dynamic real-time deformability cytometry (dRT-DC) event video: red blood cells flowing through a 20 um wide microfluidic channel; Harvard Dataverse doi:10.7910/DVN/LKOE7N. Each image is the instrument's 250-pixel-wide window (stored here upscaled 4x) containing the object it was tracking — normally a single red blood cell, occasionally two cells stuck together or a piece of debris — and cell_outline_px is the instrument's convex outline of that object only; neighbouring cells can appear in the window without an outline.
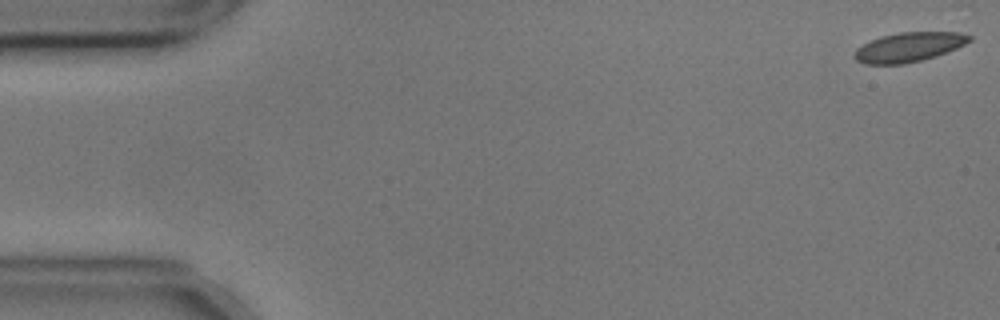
{"species": "common noctule bat (a hibernating species)", "species_latin": "Nyctalus noctula", "temperature_condition": "cold", "stored_images_in_passage": 51, "camera_frame_rate_fps": 3000, "um_per_image_px": 0.085, "animal": {"sex": "male", "body_mass_g": 17.9, "forearm_length_mm": 54.2}, "frame": {"image": 1, "passage_image": 1, "time_ms": 0.0, "image_size_px": [1000, 320], "cell_outline_px": [[972, 40], [956, 48], [936, 56], [904, 64], [864, 64], [856, 60], [852, 56], [856, 48], [880, 36], [900, 32], [960, 32], [972, 36]], "centroid_in_image_um": [77.23, 4.0], "position_along_channel_um": 7.8, "area_um2": 19.71}}
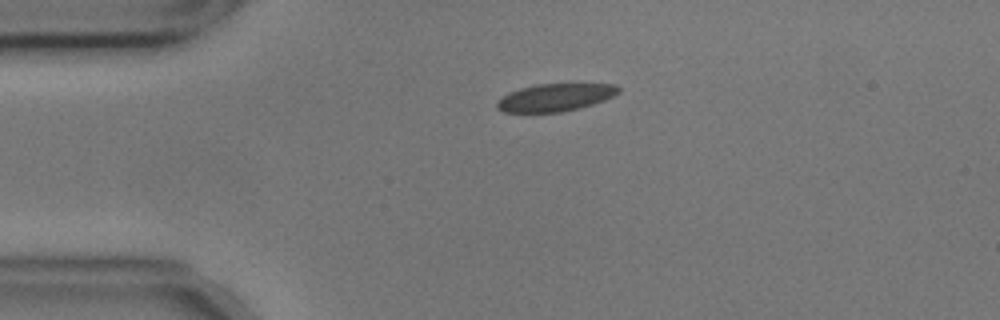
{"frame": {"image": 2, "passage_image": 12, "time_ms": 3.667, "image_size_px": [1000, 320], "cell_outline_px": [[620, 92], [604, 100], [580, 108], [560, 112], [504, 112], [496, 108], [496, 100], [508, 92], [520, 88], [536, 84], [616, 84], [620, 88]], "centroid_in_image_um": [47.16, 8.28], "position_along_channel_um": 37.8, "area_um2": 19.59}}
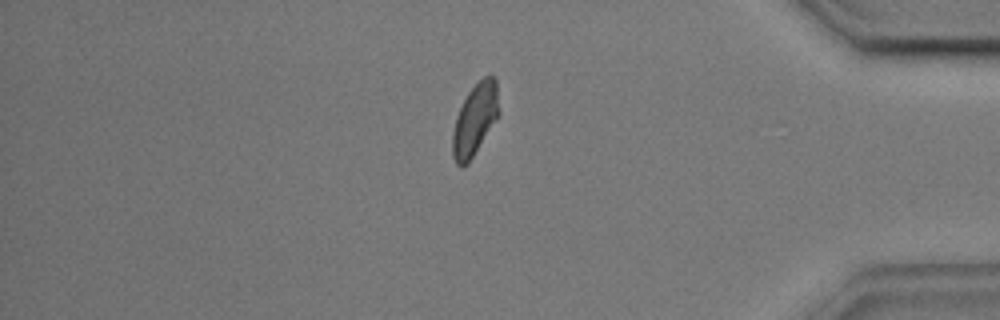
{"frame": {"image": 3, "passage_image": 47, "time_ms": 15.333, "image_size_px": [1000, 320], "cell_outline_px": [[500, 116], [468, 164], [460, 168], [456, 164], [452, 156], [452, 132], [456, 116], [468, 92], [484, 76], [496, 76], [500, 112]], "centroid_in_image_um": [40.39, 10.19], "position_along_channel_um": 394.8, "area_um2": 19.77}}